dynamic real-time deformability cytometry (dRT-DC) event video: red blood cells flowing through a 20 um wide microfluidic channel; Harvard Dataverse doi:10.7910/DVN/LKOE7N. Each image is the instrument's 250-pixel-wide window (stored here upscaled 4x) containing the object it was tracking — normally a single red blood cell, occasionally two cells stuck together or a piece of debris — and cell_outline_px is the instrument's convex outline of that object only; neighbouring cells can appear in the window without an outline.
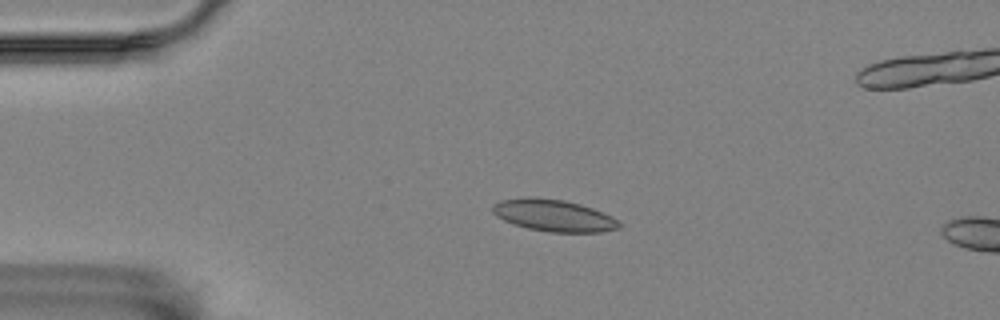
{"species": "Egyptian fruit bat (a non-hibernating species)", "species_latin": "Rousettus aegyptiacus", "temperature_condition": "room temperature", "stored_images_in_passage": 5, "camera_frame_rate_fps": 3000, "um_per_image_px": 0.085, "animal": {"sex": "female"}, "frame": {"image": 1, "passage_image": 3, "time_ms": 0.667, "image_size_px": [1000, 320], "cell_outline_px": [[620, 228], [600, 232], [548, 232], [528, 228], [512, 224], [496, 216], [492, 212], [492, 204], [500, 200], [564, 200], [580, 204], [592, 208], [616, 220], [620, 224]], "centroid_in_image_um": [47.06, 18.36], "position_along_channel_um": 37.9, "area_um2": 22.48}}